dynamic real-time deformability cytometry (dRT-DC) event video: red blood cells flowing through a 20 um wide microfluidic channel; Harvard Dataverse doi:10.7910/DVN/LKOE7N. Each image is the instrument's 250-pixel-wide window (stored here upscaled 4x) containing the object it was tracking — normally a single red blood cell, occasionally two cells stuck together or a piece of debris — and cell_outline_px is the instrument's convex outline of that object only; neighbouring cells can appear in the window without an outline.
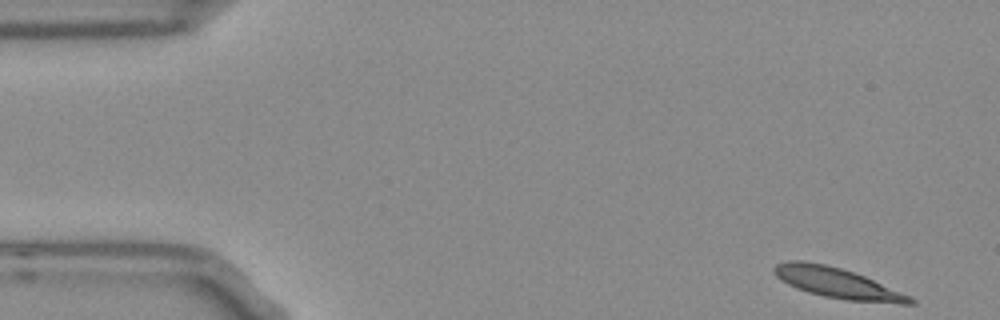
{"species": "Egyptian fruit bat (a non-hibernating species)", "species_latin": "Rousettus aegyptiacus", "temperature_condition": "room temperature", "stored_images_in_passage": 14, "camera_frame_rate_fps": 3000, "um_per_image_px": 0.085, "frame": {"image": 1, "passage_image": 1, "time_ms": 0.0, "image_size_px": [1000, 320], "cell_outline_px": [[916, 304], [900, 304], [844, 300], [824, 296], [808, 292], [796, 288], [780, 280], [772, 272], [772, 268], [776, 264], [788, 260], [804, 260], [824, 264], [840, 268], [864, 276], [912, 296], [916, 300]], "centroid_in_image_um": [71.17, 24.06], "position_along_channel_um": 13.8, "area_um2": 24.28}}